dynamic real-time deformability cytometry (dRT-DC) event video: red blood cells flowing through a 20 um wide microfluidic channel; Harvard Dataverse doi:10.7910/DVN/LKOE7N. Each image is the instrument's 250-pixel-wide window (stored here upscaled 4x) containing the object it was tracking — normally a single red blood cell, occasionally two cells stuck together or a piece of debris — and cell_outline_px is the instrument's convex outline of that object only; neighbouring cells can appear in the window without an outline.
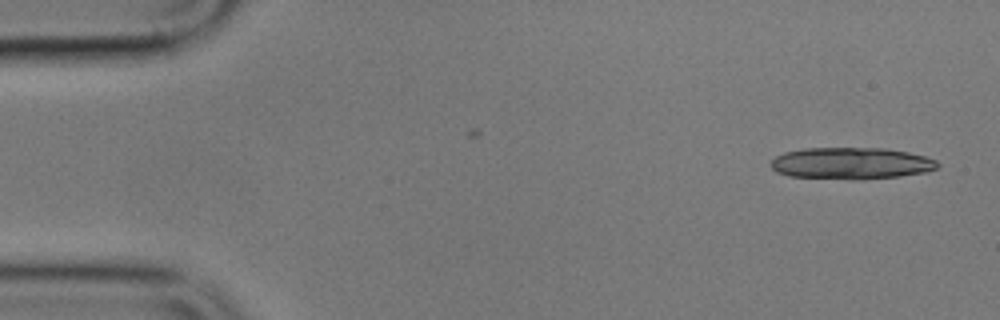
{"species": "common noctule bat (a hibernating species)", "species_latin": "Nyctalus noctula", "temperature_condition": "cold", "stored_images_in_passage": 3, "camera_frame_rate_fps": 3000, "um_per_image_px": 0.085, "animal": {"sex": "male", "body_mass_g": 17.9}, "frame": {"image": 1, "passage_image": 3, "time_ms": 2.333, "image_size_px": [1000, 320], "cell_outline_px": [[940, 164], [936, 168], [924, 172], [900, 176], [860, 180], [848, 180], [788, 176], [776, 172], [768, 164], [776, 156], [784, 152], [804, 148], [884, 148], [908, 152], [924, 156], [936, 160]], "centroid_in_image_um": [72.3, 13.89], "position_along_channel_um": 12.7, "area_um2": 31.15}}